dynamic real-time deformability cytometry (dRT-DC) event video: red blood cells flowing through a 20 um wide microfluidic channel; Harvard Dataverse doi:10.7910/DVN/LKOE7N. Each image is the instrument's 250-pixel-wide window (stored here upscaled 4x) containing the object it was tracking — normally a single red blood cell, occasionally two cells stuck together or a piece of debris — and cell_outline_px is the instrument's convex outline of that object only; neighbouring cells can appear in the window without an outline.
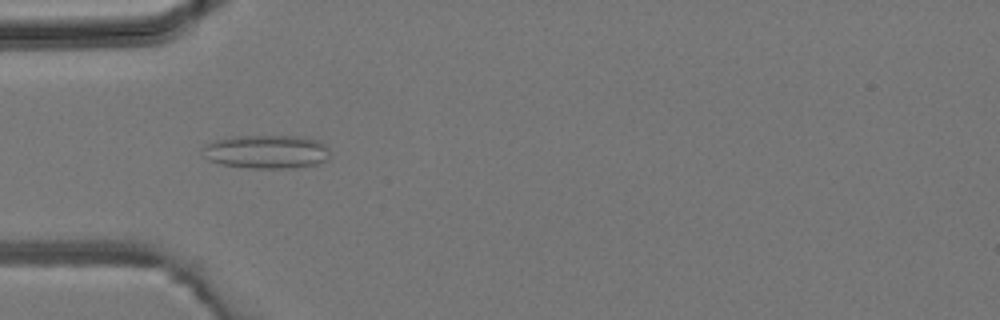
{"species": "common noctule bat (a hibernating species)", "species_latin": "Nyctalus noctula", "temperature_condition": "room temperature", "stored_images_in_passage": 32, "camera_frame_rate_fps": 3000, "um_per_image_px": 0.085, "animal": {"sex": "male", "body_mass_g": 19.2, "forearm_length_mm": 51.8}, "frame": {"image": 1, "passage_image": 8, "time_ms": 2.333, "image_size_px": [1000, 320], "cell_outline_px": [[328, 156], [324, 160], [316, 164], [292, 168], [252, 168], [220, 164], [208, 160], [204, 156], [204, 144], [216, 140], [232, 136], [296, 136], [316, 140], [324, 144], [328, 148]], "centroid_in_image_um": [22.61, 12.89], "position_along_channel_um": 62.4, "area_um2": 24.74}}
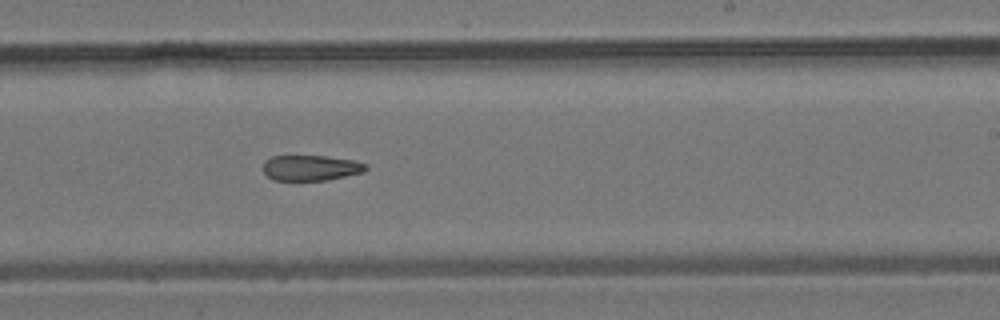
{"frame": {"image": 2, "passage_image": 21, "time_ms": 6.667, "image_size_px": [1000, 320], "cell_outline_px": [[368, 168], [364, 172], [328, 180], [272, 180], [264, 172], [264, 160], [272, 156], [324, 156], [352, 160], [368, 164]], "centroid_in_image_um": [26.43, 14.27], "position_along_channel_um": 262.6, "area_um2": 15.26}}
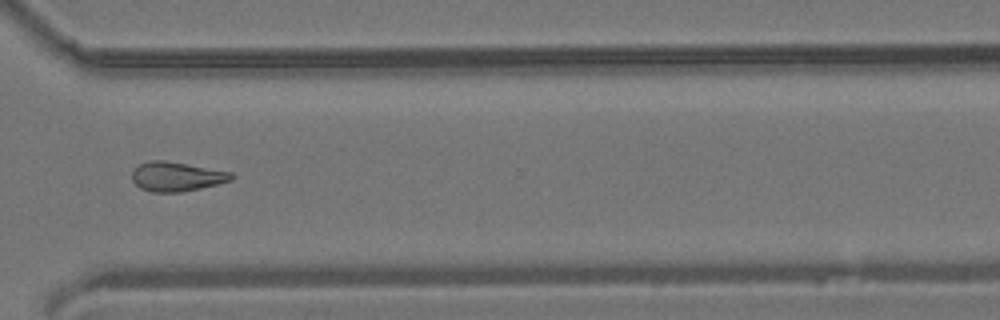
{"frame": {"image": 3, "passage_image": 27, "time_ms": 8.667, "image_size_px": [1000, 320], "cell_outline_px": [[236, 176], [232, 180], [200, 188], [180, 192], [152, 192], [140, 188], [132, 180], [132, 172], [140, 164], [148, 160], [164, 160], [232, 172]], "centroid_in_image_um": [15.01, 15.0], "position_along_channel_um": 355.6, "area_um2": 16.94}}